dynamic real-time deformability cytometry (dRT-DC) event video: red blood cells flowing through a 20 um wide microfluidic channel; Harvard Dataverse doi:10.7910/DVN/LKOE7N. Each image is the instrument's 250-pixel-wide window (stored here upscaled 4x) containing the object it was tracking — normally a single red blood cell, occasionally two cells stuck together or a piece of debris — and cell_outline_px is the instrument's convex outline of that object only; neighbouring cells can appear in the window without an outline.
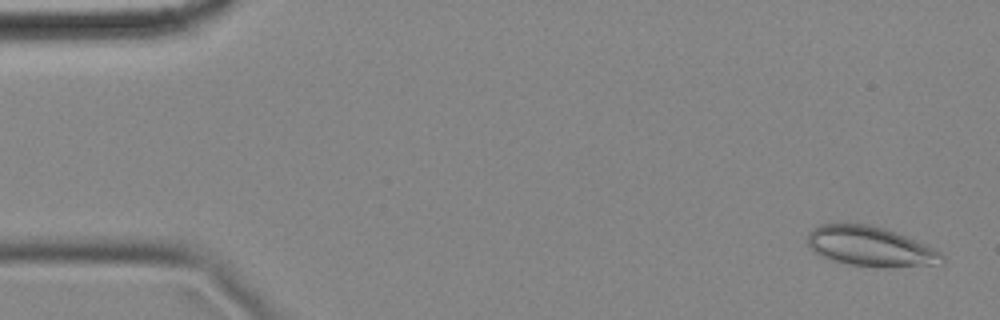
{"species": "common noctule bat (a hibernating species)", "species_latin": "Nyctalus noctula", "temperature_condition": "cold", "stored_images_in_passage": 6, "camera_frame_rate_fps": 3000, "um_per_image_px": 0.085, "animal": {"sex": "female", "body_mass_g": 18.4}, "frame": {"image": 1, "passage_image": 1, "time_ms": 0.0, "image_size_px": [1000, 320], "cell_outline_px": [[944, 264], [884, 268], [876, 268], [848, 264], [832, 260], [820, 256], [808, 244], [808, 232], [812, 228], [820, 224], [868, 224], [884, 228], [896, 232], [936, 248], [944, 256]], "centroid_in_image_um": [74.03, 20.97], "position_along_channel_um": 11.0, "area_um2": 31.56}}
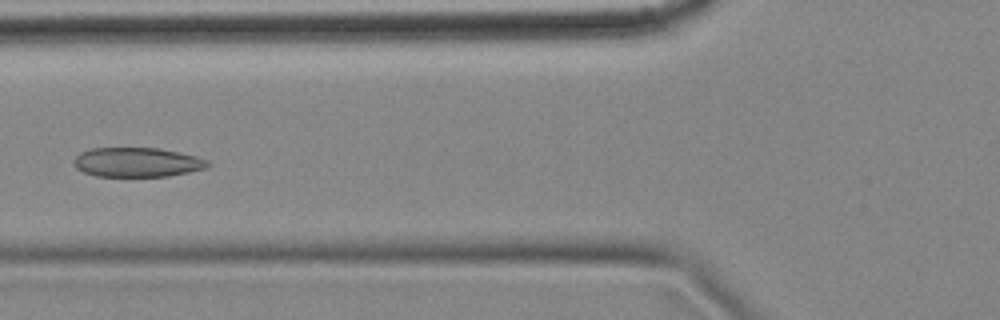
{"frame": {"image": 2, "passage_image": 6, "time_ms": 1.667, "image_size_px": [1000, 320], "cell_outline_px": [[208, 164], [204, 168], [188, 172], [168, 176], [96, 176], [84, 172], [76, 168], [72, 160], [80, 152], [92, 148], [160, 148], [180, 152], [196, 156], [208, 160]], "centroid_in_image_um": [11.62, 13.78], "position_along_channel_um": 114.2, "area_um2": 22.89}}